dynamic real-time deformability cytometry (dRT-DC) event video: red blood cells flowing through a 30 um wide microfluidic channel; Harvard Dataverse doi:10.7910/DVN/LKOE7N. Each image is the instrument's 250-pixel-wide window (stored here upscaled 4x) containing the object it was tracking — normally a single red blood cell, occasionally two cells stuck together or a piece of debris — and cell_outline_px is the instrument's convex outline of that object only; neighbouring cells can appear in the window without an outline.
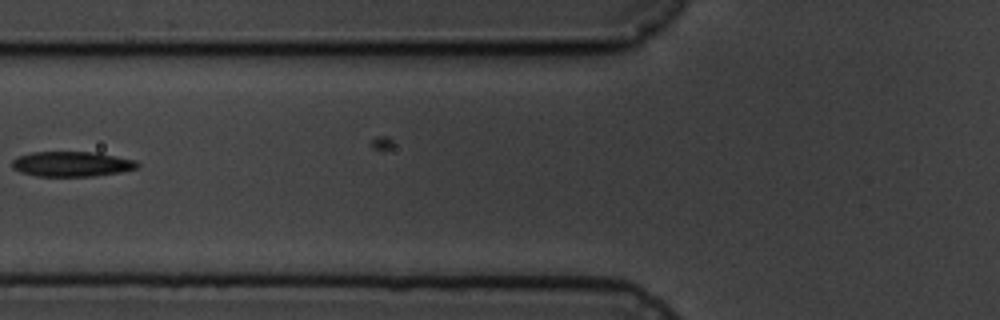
{"species": "common noctule bat (a hibernating species)", "species_latin": "Nyctalus noctula", "temperature_condition": "cold", "stored_images_in_passage": 9, "camera_frame_rate_fps": 3000, "um_per_image_px": 0.085, "animal": {"sex": "male", "body_mass_g": 19.5, "forearm_length_mm": 54.6}, "frame": {"image": 1, "passage_image": 8, "time_ms": 7.667, "image_size_px": [1000, 320], "cell_outline_px": [[140, 164], [136, 168], [120, 172], [92, 176], [36, 176], [20, 172], [12, 168], [12, 160], [16, 156], [32, 152], [100, 152], [136, 160]], "centroid_in_image_um": [6.09, 13.93], "position_along_channel_um": 119.7, "area_um2": 18.5}}